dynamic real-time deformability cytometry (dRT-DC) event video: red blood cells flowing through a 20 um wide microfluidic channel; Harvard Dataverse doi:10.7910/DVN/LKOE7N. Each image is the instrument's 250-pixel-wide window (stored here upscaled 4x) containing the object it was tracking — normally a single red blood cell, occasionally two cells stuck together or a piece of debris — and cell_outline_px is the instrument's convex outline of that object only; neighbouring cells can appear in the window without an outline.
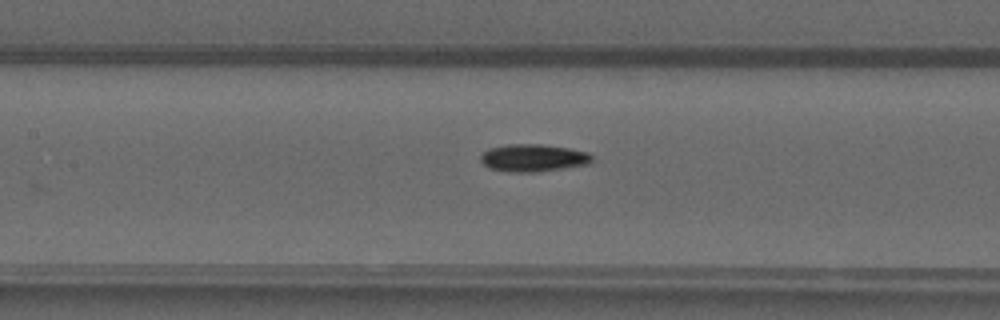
{"species": "common noctule bat (a hibernating species)", "species_latin": "Nyctalus noctula", "temperature_condition": "warm", "stored_images_in_passage": 18, "camera_frame_rate_fps": 3000, "um_per_image_px": 0.085, "animal": {"sex": "male", "forearm_length_mm": 52.5}, "frame": {"image": 1, "passage_image": 8, "time_ms": 2.333, "image_size_px": [1000, 320], "cell_outline_px": [[592, 160], [588, 164], [564, 168], [532, 172], [516, 172], [488, 168], [480, 160], [480, 156], [484, 152], [492, 148], [508, 144], [540, 144], [568, 148], [588, 152], [592, 156]], "centroid_in_image_um": [45.33, 13.42], "position_along_channel_um": 162.1, "area_um2": 17.57}}
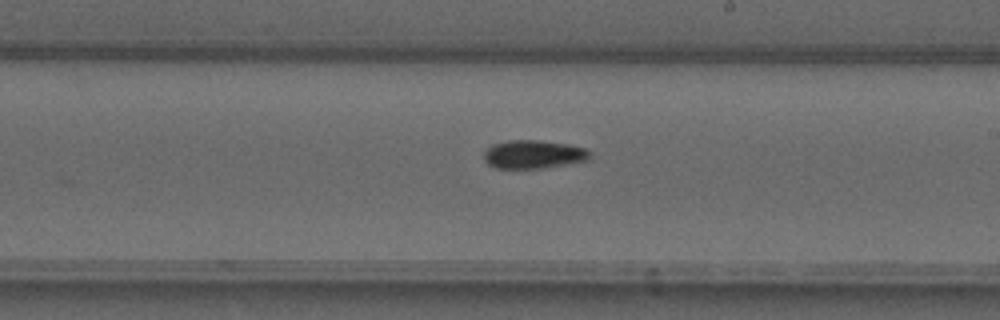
{"frame": {"image": 2, "passage_image": 14, "time_ms": 4.333, "image_size_px": [1000, 320], "cell_outline_px": [[592, 160], [540, 168], [496, 168], [488, 164], [484, 160], [484, 152], [492, 144], [508, 140], [540, 140], [568, 144], [584, 148], [592, 152]], "centroid_in_image_um": [45.38, 13.11], "position_along_channel_um": 243.6, "area_um2": 17.69}}
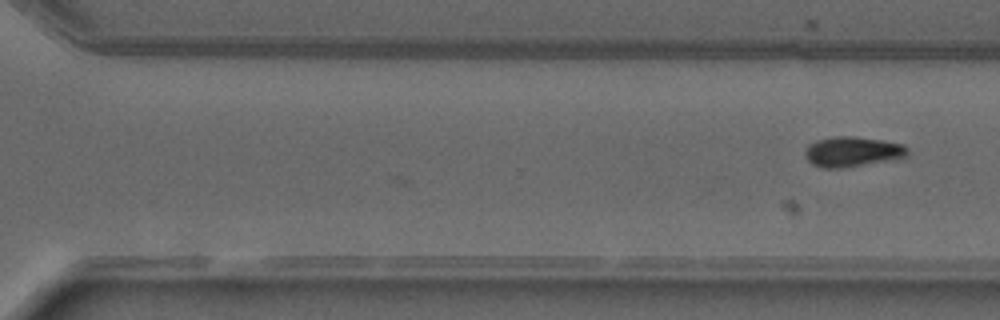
{"frame": {"image": 3, "passage_image": 18, "time_ms": 5.667, "image_size_px": [1000, 320], "cell_outline_px": [[908, 152], [904, 156], [864, 164], [840, 168], [824, 168], [812, 164], [808, 160], [804, 152], [808, 144], [816, 140], [832, 136], [852, 136], [884, 140], [904, 144], [908, 148]], "centroid_in_image_um": [72.4, 12.86], "position_along_channel_um": 298.2, "area_um2": 17.74}}